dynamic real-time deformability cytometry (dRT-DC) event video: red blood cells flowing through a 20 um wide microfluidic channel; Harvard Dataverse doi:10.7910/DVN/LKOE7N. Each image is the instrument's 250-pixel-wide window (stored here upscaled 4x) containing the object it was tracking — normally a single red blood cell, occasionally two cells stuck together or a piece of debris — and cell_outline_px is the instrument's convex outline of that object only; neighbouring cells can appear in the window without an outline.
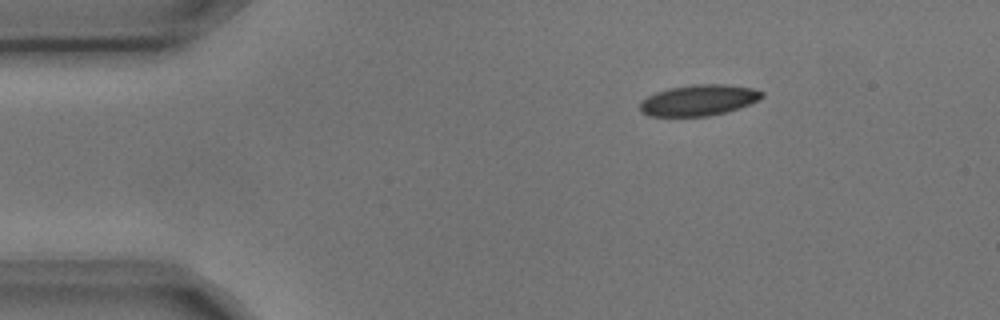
{"species": "common noctule bat (a hibernating species)", "species_latin": "Nyctalus noctula", "temperature_condition": "cold", "stored_images_in_passage": 3, "camera_frame_rate_fps": 3000, "um_per_image_px": 0.085, "animal": {"sex": "male", "body_mass_g": 17.9, "forearm_length_mm": 54.2}, "frame": {"image": 1, "passage_image": 1, "time_ms": 0.0, "image_size_px": [1000, 320], "cell_outline_px": [[764, 96], [740, 108], [708, 116], [648, 116], [640, 112], [640, 104], [648, 96], [656, 92], [668, 88], [696, 84], [724, 84], [752, 88], [764, 92]], "centroid_in_image_um": [59.38, 8.52], "position_along_channel_um": 25.6, "area_um2": 21.85}}
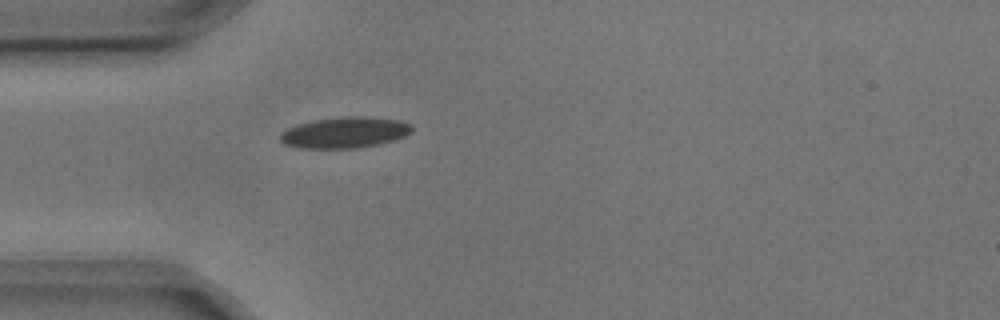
{"frame": {"image": 2, "passage_image": 3, "time_ms": 0.667, "image_size_px": [1000, 320], "cell_outline_px": [[412, 132], [404, 136], [380, 144], [356, 148], [300, 148], [284, 144], [280, 140], [280, 136], [288, 128], [296, 124], [316, 120], [352, 116], [364, 116], [400, 120], [412, 124]], "centroid_in_image_um": [29.33, 11.27], "position_along_channel_um": 55.7, "area_um2": 23.64}}